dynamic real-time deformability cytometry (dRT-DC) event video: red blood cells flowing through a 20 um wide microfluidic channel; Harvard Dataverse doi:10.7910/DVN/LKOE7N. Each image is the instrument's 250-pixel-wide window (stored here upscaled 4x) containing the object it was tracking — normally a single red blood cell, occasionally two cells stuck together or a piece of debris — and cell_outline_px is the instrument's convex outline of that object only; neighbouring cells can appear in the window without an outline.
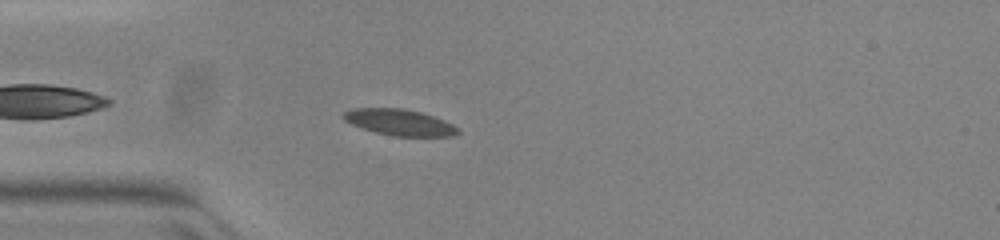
{"species": "common noctule bat (a hibernating species)", "species_latin": "Nyctalus noctula", "temperature_condition": "warm", "stored_images_in_passage": 42, "camera_frame_rate_fps": 3000, "um_per_image_px": 0.085, "animal": {"sex": "female", "body_mass_g": 23.0, "forearm_length_mm": 53.4}, "frame": {"image": 1, "passage_image": 4, "time_ms": 1.0, "image_size_px": [1000, 240], "cell_outline_px": [[460, 132], [456, 136], [392, 136], [376, 132], [352, 124], [344, 120], [340, 116], [344, 112], [352, 108], [404, 108], [420, 112], [444, 120], [460, 128]], "centroid_in_image_um": [33.97, 10.4], "position_along_channel_um": 51.0, "area_um2": 17.51}}
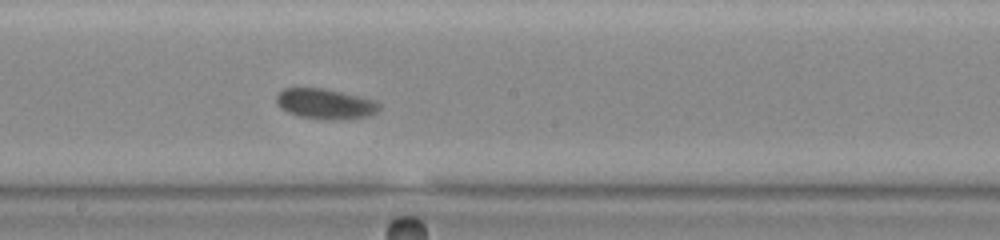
{"frame": {"image": 2, "passage_image": 18, "time_ms": 5.667, "image_size_px": [1000, 240], "cell_outline_px": [[380, 108], [376, 112], [368, 116], [340, 120], [332, 120], [296, 116], [280, 108], [276, 104], [276, 96], [284, 88], [324, 88], [376, 100], [380, 104]], "centroid_in_image_um": [27.64, 8.83], "position_along_channel_um": 220.6, "area_um2": 18.26}}
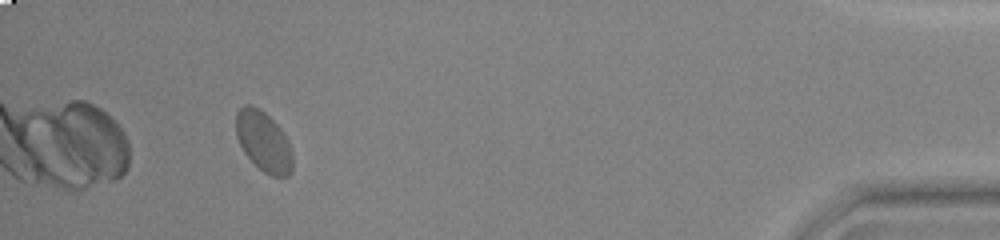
{"frame": {"image": 3, "passage_image": 38, "time_ms": 12.333, "image_size_px": [1000, 240], "cell_outline_px": [[292, 172], [288, 176], [272, 176], [264, 172], [244, 152], [236, 136], [236, 112], [244, 104], [252, 104], [260, 108], [280, 128], [288, 140], [292, 152]], "centroid_in_image_um": [22.4, 12.0], "position_along_channel_um": 412.8, "area_um2": 19.77}}